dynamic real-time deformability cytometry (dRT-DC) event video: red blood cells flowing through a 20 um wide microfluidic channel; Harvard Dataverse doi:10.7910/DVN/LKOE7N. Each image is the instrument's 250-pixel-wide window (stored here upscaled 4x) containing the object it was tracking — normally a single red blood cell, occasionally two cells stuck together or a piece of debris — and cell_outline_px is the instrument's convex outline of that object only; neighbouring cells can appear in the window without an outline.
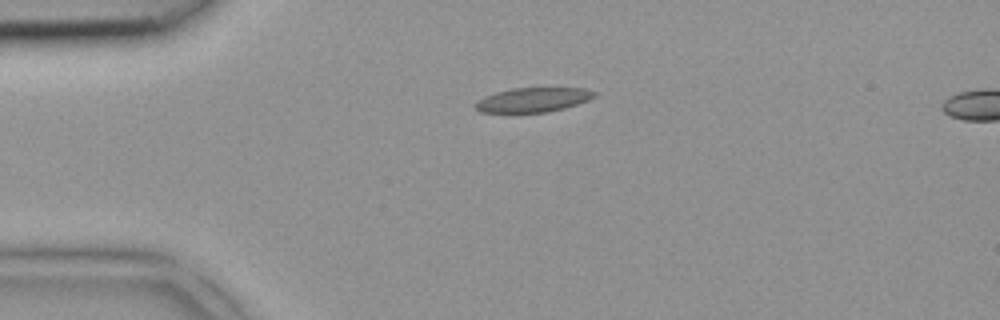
{"species": "common noctule bat (a hibernating species)", "species_latin": "Nyctalus noctula", "temperature_condition": "room temperature", "stored_images_in_passage": 5, "camera_frame_rate_fps": 3000, "um_per_image_px": 0.085, "animal": {"sex": "female", "body_mass_g": 18.4}, "frame": {"image": 1, "passage_image": 5, "time_ms": 1.333, "image_size_px": [1000, 320], "cell_outline_px": [[596, 96], [588, 100], [564, 108], [548, 112], [480, 112], [476, 108], [476, 100], [484, 96], [496, 92], [512, 88], [584, 88], [596, 92]], "centroid_in_image_um": [45.3, 8.48], "position_along_channel_um": 39.7, "area_um2": 16.82}}